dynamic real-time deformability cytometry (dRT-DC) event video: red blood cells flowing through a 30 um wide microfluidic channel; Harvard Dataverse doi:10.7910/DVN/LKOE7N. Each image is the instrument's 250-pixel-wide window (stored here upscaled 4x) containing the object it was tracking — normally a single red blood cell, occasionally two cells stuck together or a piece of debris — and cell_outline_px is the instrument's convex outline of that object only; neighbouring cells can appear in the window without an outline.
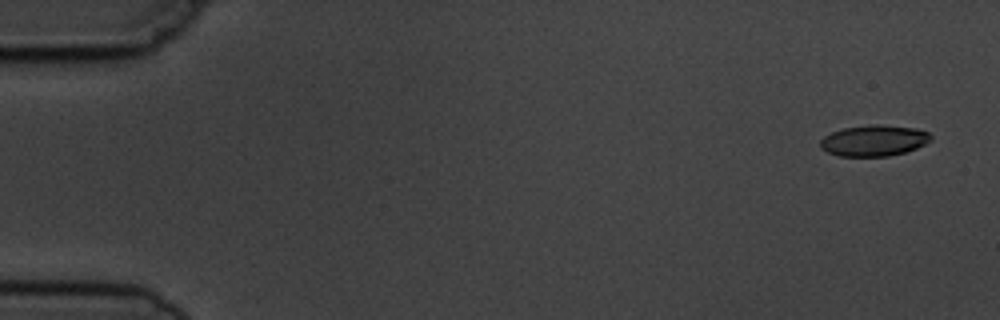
{"species": "common noctule bat (a hibernating species)", "species_latin": "Nyctalus noctula", "temperature_condition": "cold", "stored_images_in_passage": 5, "camera_frame_rate_fps": 3000, "um_per_image_px": 0.085, "animal": {"sex": "male", "body_mass_g": 19.5, "forearm_length_mm": 54.6}, "frame": {"image": 1, "passage_image": 1, "time_ms": 0.0, "image_size_px": [1000, 320], "cell_outline_px": [[932, 140], [916, 148], [904, 152], [888, 156], [840, 156], [828, 152], [820, 148], [820, 140], [824, 136], [832, 132], [844, 128], [872, 124], [876, 124], [916, 128], [928, 132], [932, 136]], "centroid_in_image_um": [74.28, 11.94], "position_along_channel_um": 10.7, "area_um2": 19.94}}
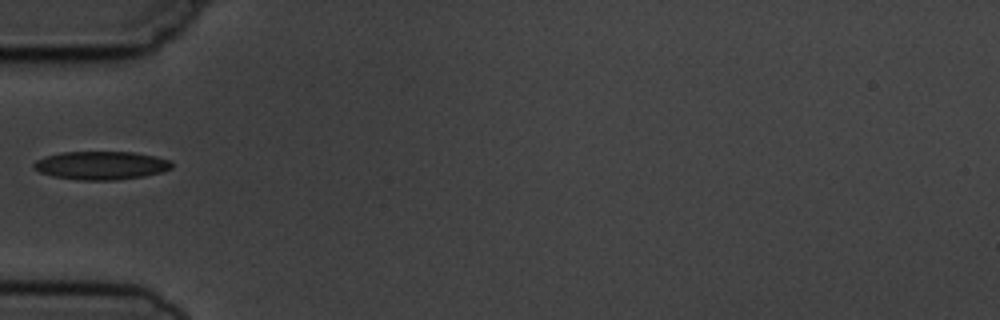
{"frame": {"image": 2, "passage_image": 5, "time_ms": 5.333, "image_size_px": [1000, 320], "cell_outline_px": [[172, 168], [164, 172], [144, 176], [116, 180], [76, 180], [52, 176], [40, 172], [32, 168], [32, 164], [36, 160], [44, 156], [60, 152], [132, 152], [156, 156], [172, 160]], "centroid_in_image_um": [8.59, 14.06], "position_along_channel_um": 76.4, "area_um2": 23.12}}